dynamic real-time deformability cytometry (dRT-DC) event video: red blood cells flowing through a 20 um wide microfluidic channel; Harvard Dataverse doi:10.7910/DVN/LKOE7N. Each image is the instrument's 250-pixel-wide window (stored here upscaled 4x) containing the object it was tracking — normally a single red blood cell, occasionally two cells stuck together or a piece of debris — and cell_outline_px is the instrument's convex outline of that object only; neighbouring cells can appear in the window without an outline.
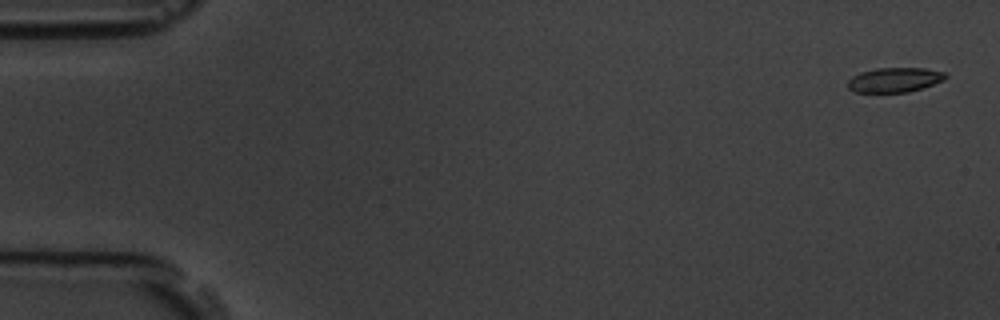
{"species": "common noctule bat (a hibernating species)", "species_latin": "Nyctalus noctula", "temperature_condition": "room temperature", "stored_images_in_passage": 9, "camera_frame_rate_fps": 3000, "um_per_image_px": 0.085, "animal": {"sex": "male", "body_mass_g": 19.5, "forearm_length_mm": 54.6}, "frame": {"image": 1, "passage_image": 1, "time_ms": 0.0, "image_size_px": [1000, 320], "cell_outline_px": [[948, 76], [944, 80], [908, 92], [856, 92], [848, 88], [848, 80], [852, 76], [860, 72], [876, 68], [924, 68], [944, 72]], "centroid_in_image_um": [76.02, 6.78], "position_along_channel_um": 9.0, "area_um2": 13.93}}
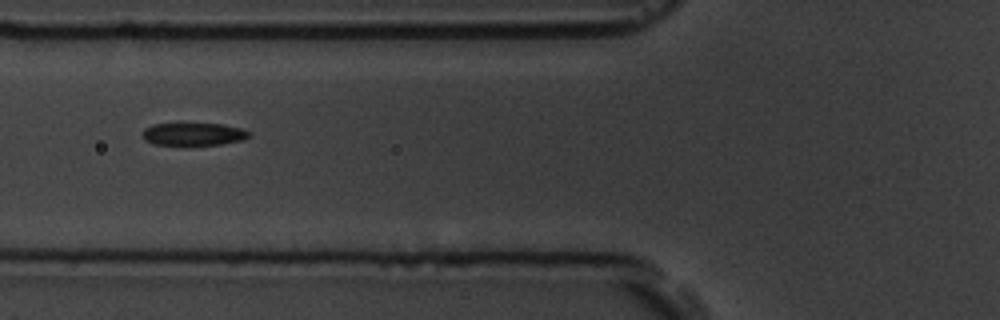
{"frame": {"image": 2, "passage_image": 7, "time_ms": 6.667, "image_size_px": [1000, 320], "cell_outline_px": [[252, 136], [244, 140], [220, 144], [188, 148], [184, 148], [152, 144], [144, 140], [140, 136], [144, 128], [152, 124], [180, 120], [224, 124], [240, 128], [252, 132]], "centroid_in_image_um": [16.37, 11.39], "position_along_channel_um": 109.4, "area_um2": 16.18}}
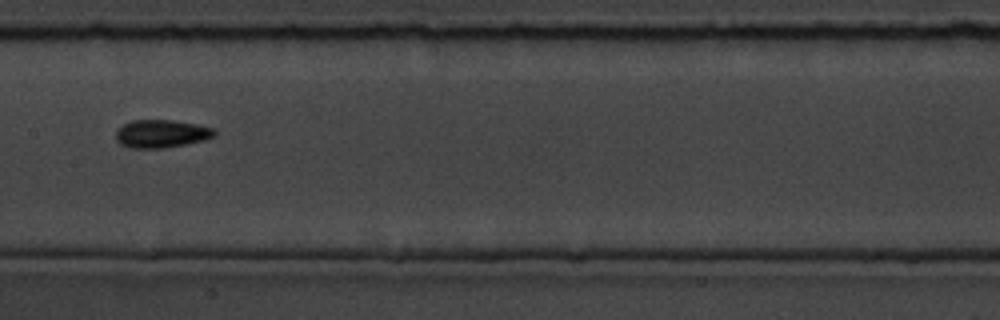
{"frame": {"image": 3, "passage_image": 9, "time_ms": 9.0, "image_size_px": [1000, 320], "cell_outline_px": [[216, 132], [212, 136], [204, 140], [164, 148], [132, 148], [120, 144], [116, 140], [116, 132], [124, 124], [132, 120], [172, 120], [196, 124], [212, 128]], "centroid_in_image_um": [13.69, 11.36], "position_along_channel_um": 193.7, "area_um2": 15.84}}